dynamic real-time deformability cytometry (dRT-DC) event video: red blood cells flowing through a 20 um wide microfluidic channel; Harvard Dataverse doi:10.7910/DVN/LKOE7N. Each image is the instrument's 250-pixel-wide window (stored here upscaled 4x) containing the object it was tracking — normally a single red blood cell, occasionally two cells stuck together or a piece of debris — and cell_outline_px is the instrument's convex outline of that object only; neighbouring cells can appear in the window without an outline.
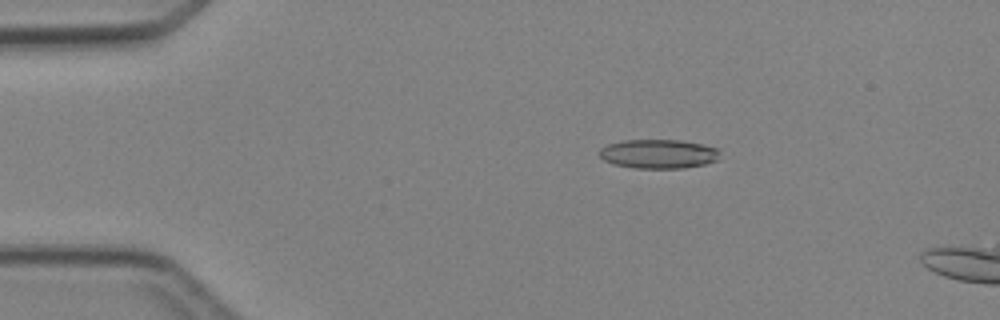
{"species": "Egyptian fruit bat (a non-hibernating species)", "species_latin": "Rousettus aegyptiacus", "temperature_condition": "cold", "stored_images_in_passage": 3, "camera_frame_rate_fps": 3000, "um_per_image_px": 0.085, "animal": {"sex": "female"}, "frame": {"image": 1, "passage_image": 2, "time_ms": 1.0, "image_size_px": [1000, 320], "cell_outline_px": [[720, 152], [716, 160], [704, 164], [684, 168], [636, 168], [612, 164], [604, 160], [600, 156], [600, 148], [608, 144], [624, 140], [680, 140], [704, 144], [720, 148]], "centroid_in_image_um": [55.99, 13.07], "position_along_channel_um": 29.0, "area_um2": 20.52}}